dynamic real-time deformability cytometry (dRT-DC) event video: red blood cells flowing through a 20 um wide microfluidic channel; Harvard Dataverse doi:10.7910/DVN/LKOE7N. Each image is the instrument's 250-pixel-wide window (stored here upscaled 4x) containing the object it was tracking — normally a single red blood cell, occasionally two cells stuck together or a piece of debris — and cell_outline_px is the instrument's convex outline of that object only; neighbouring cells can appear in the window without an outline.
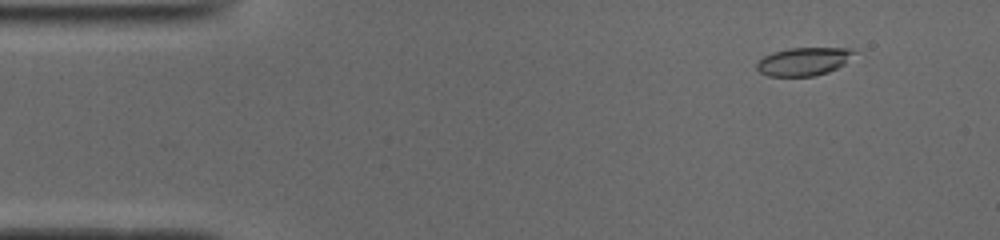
{"species": "common noctule bat (a hibernating species)", "species_latin": "Nyctalus noctula", "temperature_condition": "cold", "stored_images_in_passage": 51, "camera_frame_rate_fps": 3000, "um_per_image_px": 0.085, "animal": {"sex": "male", "body_mass_g": 19.0, "forearm_length_mm": 50.8}, "frame": {"image": 1, "passage_image": 5, "time_ms": 1.333, "image_size_px": [1000, 240], "cell_outline_px": [[856, 52], [844, 64], [828, 72], [812, 76], [768, 76], [760, 72], [756, 68], [756, 64], [764, 56], [772, 52], [788, 48], [852, 48]], "centroid_in_image_um": [68.3, 5.22], "position_along_channel_um": 16.7, "area_um2": 15.9}}
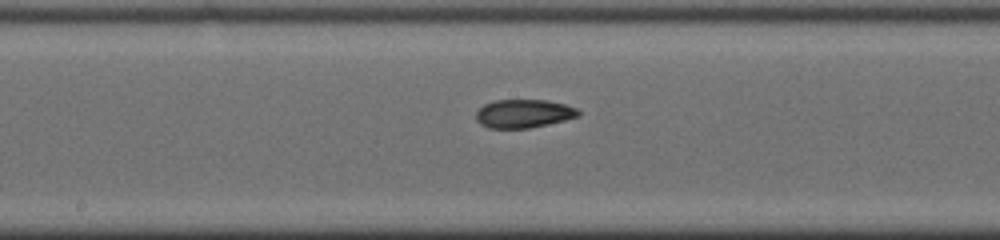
{"frame": {"image": 2, "passage_image": 26, "time_ms": 8.333, "image_size_px": [1000, 240], "cell_outline_px": [[580, 116], [564, 120], [528, 128], [488, 128], [480, 124], [476, 120], [476, 112], [484, 104], [496, 100], [548, 100], [564, 104], [576, 108], [580, 112]], "centroid_in_image_um": [44.49, 9.65], "position_along_channel_um": 203.7, "area_um2": 16.88}}
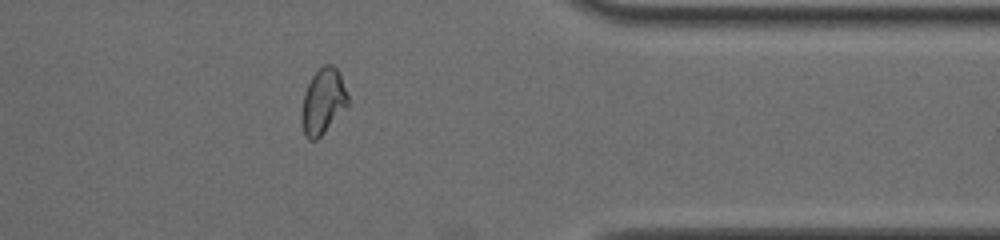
{"frame": {"image": 3, "passage_image": 41, "time_ms": 13.333, "image_size_px": [1000, 240], "cell_outline_px": [[348, 104], [324, 132], [316, 140], [308, 140], [304, 136], [300, 120], [300, 112], [304, 92], [312, 76], [324, 64], [332, 64], [340, 72], [348, 96]], "centroid_in_image_um": [27.42, 8.62], "position_along_channel_um": 384.0, "area_um2": 17.74}, "authors_computed_cell_mechanics": {"area_um2": 17.051, "velocity_mm_per_s": 3.9353, "shape_relaxation_time_tau1_ms": 8.5456, "shape_relaxation_time_tau2_ms": 3.0518, "deformation_change_tau1": 0.2221, "deformation_change_tau2": 0.0873}}